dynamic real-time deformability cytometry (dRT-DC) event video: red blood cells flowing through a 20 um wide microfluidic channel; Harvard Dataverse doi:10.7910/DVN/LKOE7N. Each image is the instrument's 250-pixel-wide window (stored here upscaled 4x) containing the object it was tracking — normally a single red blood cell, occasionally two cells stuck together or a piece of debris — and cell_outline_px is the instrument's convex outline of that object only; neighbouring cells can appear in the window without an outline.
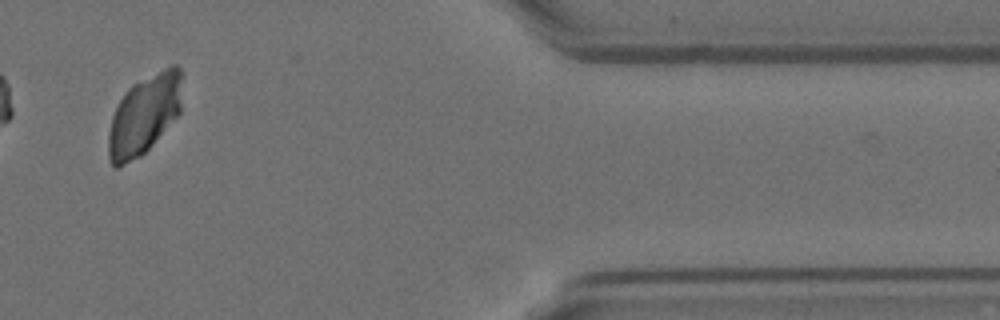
{"species": "Egyptian fruit bat (a non-hibernating species)", "species_latin": "Rousettus aegyptiacus", "temperature_condition": "room temperature", "stored_images_in_passage": 14, "camera_frame_rate_fps": 3000, "um_per_image_px": 0.085, "animal": {"sex": "female"}, "frame": {"image": 1, "passage_image": 12, "time_ms": 3.667, "image_size_px": [1000, 320], "cell_outline_px": [[180, 112], [152, 144], [140, 156], [116, 168], [112, 168], [108, 156], [108, 132], [112, 116], [124, 92], [132, 84], [172, 64], [176, 64], [180, 68]], "centroid_in_image_um": [12.21, 9.76], "position_along_channel_um": 399.2, "area_um2": 33.7}}